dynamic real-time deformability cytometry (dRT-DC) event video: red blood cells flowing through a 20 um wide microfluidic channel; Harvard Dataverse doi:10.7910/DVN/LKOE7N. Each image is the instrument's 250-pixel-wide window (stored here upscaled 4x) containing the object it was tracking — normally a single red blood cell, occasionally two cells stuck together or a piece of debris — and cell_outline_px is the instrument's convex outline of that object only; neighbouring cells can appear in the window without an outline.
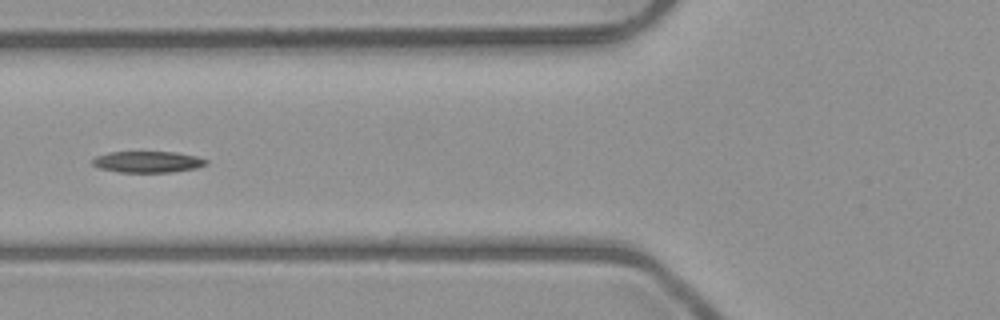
{"species": "common noctule bat (a hibernating species)", "species_latin": "Nyctalus noctula", "temperature_condition": "room temperature", "stored_images_in_passage": 5, "camera_frame_rate_fps": 3000, "um_per_image_px": 0.085, "animal": {"sex": "male", "body_mass_g": 23.1, "forearm_length_mm": 52.7}, "frame": {"image": 1, "passage_image": 5, "time_ms": 4.667, "image_size_px": [1000, 320], "cell_outline_px": [[208, 164], [196, 168], [172, 172], [116, 172], [100, 168], [92, 164], [92, 160], [96, 156], [108, 152], [176, 152], [196, 156], [208, 160]], "centroid_in_image_um": [12.56, 13.76], "position_along_channel_um": 113.2, "area_um2": 14.16}}